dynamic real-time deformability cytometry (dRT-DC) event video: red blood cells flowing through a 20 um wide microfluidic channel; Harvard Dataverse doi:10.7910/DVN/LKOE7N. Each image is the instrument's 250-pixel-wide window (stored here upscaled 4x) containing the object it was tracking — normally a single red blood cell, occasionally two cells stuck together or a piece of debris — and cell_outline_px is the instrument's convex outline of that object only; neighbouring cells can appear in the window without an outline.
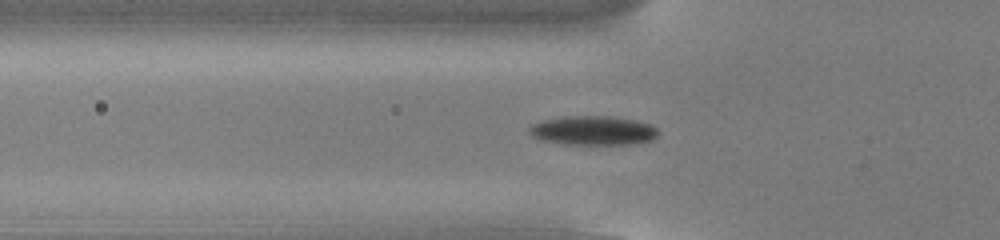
{"species": "common noctule bat (a hibernating species)", "species_latin": "Nyctalus noctula", "temperature_condition": "cold", "stored_images_in_passage": 54, "camera_frame_rate_fps": 3000, "um_per_image_px": 0.085, "animal": {"sex": "male", "body_mass_g": 13.0, "forearm_length_mm": 53.1}, "frame": {"image": 1, "passage_image": 19, "time_ms": 6.0, "image_size_px": [1000, 240], "cell_outline_px": [[660, 132], [652, 140], [632, 144], [564, 144], [544, 140], [528, 132], [528, 128], [532, 124], [544, 120], [564, 116], [608, 116], [636, 120], [652, 124]], "centroid_in_image_um": [50.46, 11.09], "position_along_channel_um": 75.3, "area_um2": 21.85}}
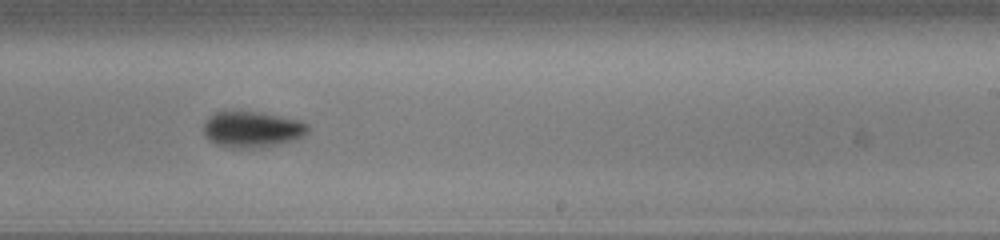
{"frame": {"image": 2, "passage_image": 34, "time_ms": 11.0, "image_size_px": [1000, 240], "cell_outline_px": [[308, 132], [304, 136], [296, 140], [280, 144], [260, 148], [232, 148], [216, 144], [208, 140], [204, 136], [204, 120], [212, 112], [224, 108], [260, 112], [300, 120], [308, 124]], "centroid_in_image_um": [21.37, 10.96], "position_along_channel_um": 267.6, "area_um2": 22.95}}
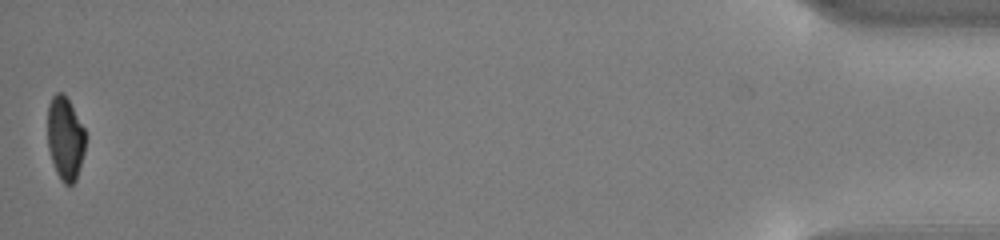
{"frame": {"image": 3, "passage_image": 54, "time_ms": 17.667, "image_size_px": [1000, 240], "cell_outline_px": [[84, 152], [76, 180], [72, 184], [64, 184], [60, 180], [56, 172], [48, 148], [48, 104], [52, 96], [56, 92], [64, 92], [84, 128]], "centroid_in_image_um": [5.52, 11.75], "position_along_channel_um": 429.7, "area_um2": 18.26}, "authors_computed_cell_mechanics": {"area_um2": 20.23, "velocity_mm_per_s": 3.8437, "shape_relaxation_time_tau1_ms": 2.7013, "shape_relaxation_time_tau2_ms": null, "deformation_change_tau1": 0.1322, "deformation_change_tau2": null}}